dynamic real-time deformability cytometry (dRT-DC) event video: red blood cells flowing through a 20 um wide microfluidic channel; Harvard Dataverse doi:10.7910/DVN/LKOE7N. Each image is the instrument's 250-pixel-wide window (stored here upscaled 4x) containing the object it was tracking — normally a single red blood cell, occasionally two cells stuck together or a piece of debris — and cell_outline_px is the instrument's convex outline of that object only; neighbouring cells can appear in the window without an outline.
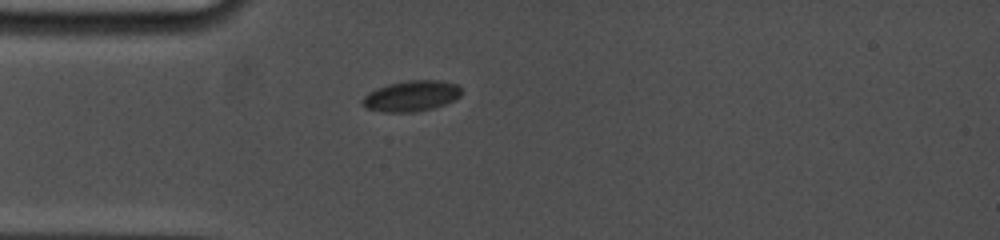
{"species": "common noctule bat (a hibernating species)", "species_latin": "Nyctalus noctula", "temperature_condition": "cold", "stored_images_in_passage": 31, "camera_frame_rate_fps": 5000, "um_per_image_px": 0.085, "animal": {"sex": "female", "body_mass_g": 19.0, "forearm_length_mm": 53.3}, "frame": {"image": 1, "passage_image": 1, "time_ms": 0.0, "image_size_px": [1000, 240], "cell_outline_px": [[460, 96], [444, 104], [432, 108], [412, 112], [384, 112], [368, 108], [360, 104], [360, 100], [368, 92], [376, 88], [388, 84], [408, 80], [440, 80], [456, 84], [460, 88]], "centroid_in_image_um": [34.91, 8.15], "position_along_channel_um": 50.1, "area_um2": 17.63}}
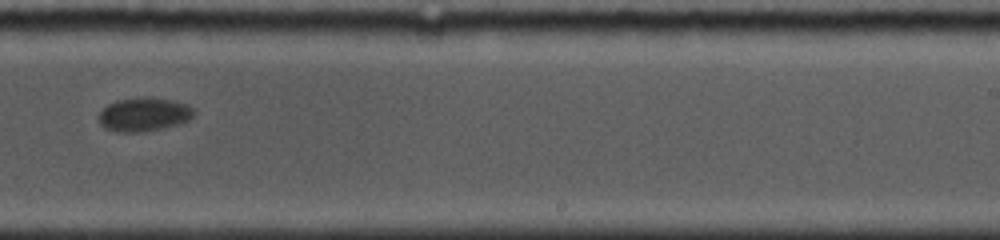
{"frame": {"image": 2, "passage_image": 16, "time_ms": 6.8, "image_size_px": [1000, 240], "cell_outline_px": [[196, 112], [188, 120], [180, 124], [140, 132], [120, 132], [104, 128], [96, 120], [96, 116], [108, 104], [116, 100], [172, 100], [188, 104], [196, 108]], "centroid_in_image_um": [12.22, 9.77], "position_along_channel_um": 276.8, "area_um2": 18.21}}
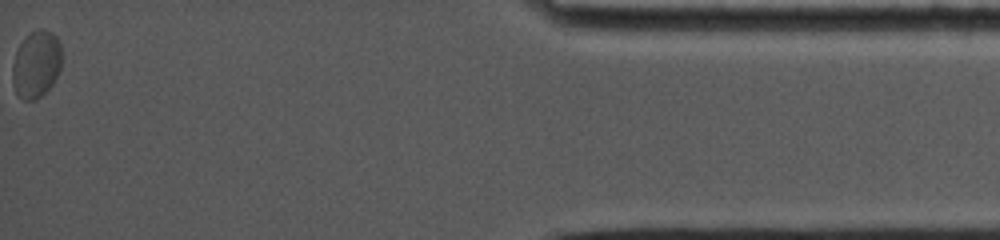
{"frame": {"image": 3, "passage_image": 31, "time_ms": 13.2, "image_size_px": [1000, 240], "cell_outline_px": [[60, 68], [52, 84], [36, 100], [24, 100], [16, 92], [12, 84], [12, 64], [16, 52], [20, 44], [32, 32], [40, 28], [44, 28], [52, 32], [60, 40]], "centroid_in_image_um": [3.07, 5.45], "position_along_channel_um": 432.1, "area_um2": 19.07}, "authors_computed_cell_mechanics": {"area_um2": 18.6694, "velocity_mm_per_s": 3.4687, "shape_relaxation_time_tau1_ms": 1.5235, "shape_relaxation_time_tau2_ms": null, "deformation_change_tau1": 0.0617, "deformation_change_tau2": null}}